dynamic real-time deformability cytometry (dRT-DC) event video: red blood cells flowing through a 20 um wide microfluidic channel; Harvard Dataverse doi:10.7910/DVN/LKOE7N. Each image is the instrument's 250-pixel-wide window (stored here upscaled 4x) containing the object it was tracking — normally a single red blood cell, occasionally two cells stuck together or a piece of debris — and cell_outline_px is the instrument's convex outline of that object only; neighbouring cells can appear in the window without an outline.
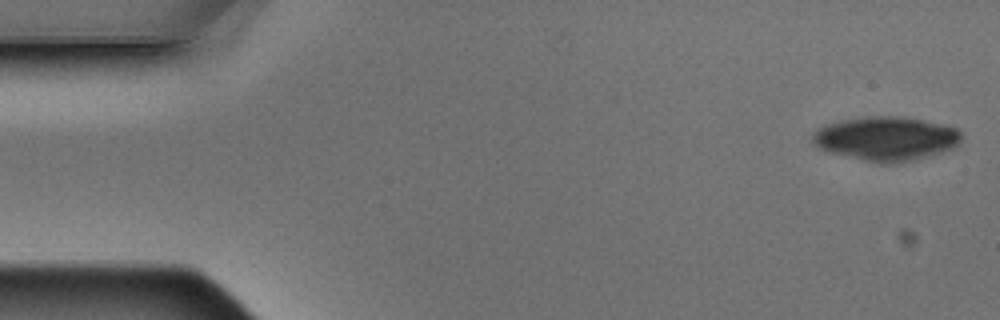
{"species": "Egyptian fruit bat (a non-hibernating species)", "species_latin": "Rousettus aegyptiacus", "temperature_condition": "warm", "stored_images_in_passage": 5, "camera_frame_rate_fps": 3000, "um_per_image_px": 0.085, "animal": {"sex": "male"}, "frame": {"image": 1, "passage_image": 1, "time_ms": 0.0, "image_size_px": [1000, 320], "cell_outline_px": [[960, 140], [952, 148], [916, 160], [888, 164], [880, 164], [828, 152], [820, 148], [812, 140], [812, 136], [820, 128], [828, 124], [840, 120], [864, 116], [904, 116], [948, 124], [956, 128], [960, 132]], "centroid_in_image_um": [75.34, 11.77], "position_along_channel_um": 9.7, "area_um2": 38.32}}